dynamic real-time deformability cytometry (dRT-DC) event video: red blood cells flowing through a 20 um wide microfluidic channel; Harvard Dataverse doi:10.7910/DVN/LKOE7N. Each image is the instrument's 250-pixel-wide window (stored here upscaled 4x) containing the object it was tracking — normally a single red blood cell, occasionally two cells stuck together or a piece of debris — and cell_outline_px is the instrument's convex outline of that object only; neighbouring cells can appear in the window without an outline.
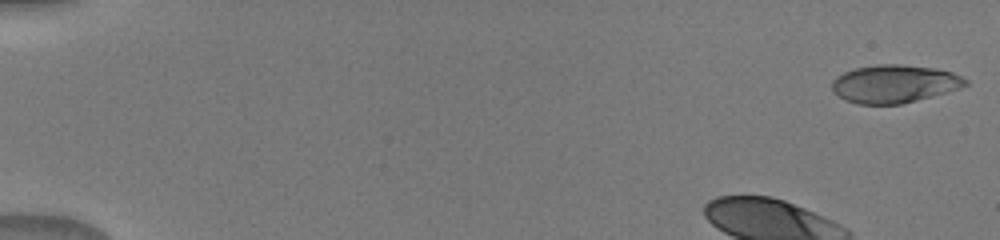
{"species": "human", "species_latin": "Homo sapiens", "temperature_condition": "warm", "stored_images_in_passage": 38, "camera_frame_rate_fps": 3000, "um_per_image_px": 0.085, "donor": {"sex": "male"}, "frame": {"image": 1, "passage_image": 1, "time_ms": 0.0, "image_size_px": [1000, 240], "cell_outline_px": [[968, 84], [960, 88], [932, 96], [900, 104], [856, 104], [844, 100], [832, 92], [832, 80], [836, 76], [844, 72], [856, 68], [876, 64], [900, 64], [932, 68], [952, 72], [968, 80]], "centroid_in_image_um": [75.98, 7.13], "position_along_channel_um": 9.0, "area_um2": 29.54}}
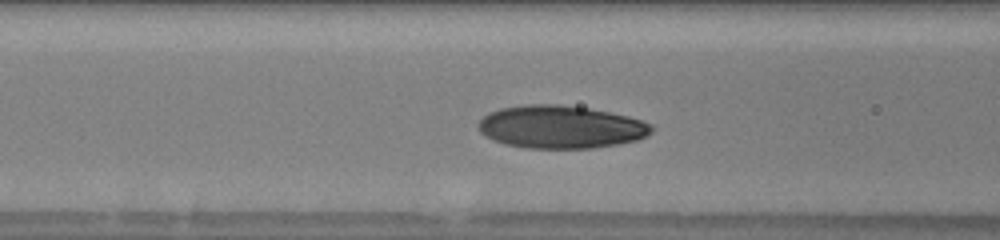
{"frame": {"image": 2, "passage_image": 18, "time_ms": 5.667, "image_size_px": [1000, 240], "cell_outline_px": [[652, 132], [648, 136], [636, 140], [616, 144], [592, 148], [524, 148], [504, 144], [492, 140], [480, 132], [480, 120], [488, 112], [500, 108], [524, 104], [560, 104], [588, 108], [628, 116], [652, 124]], "centroid_in_image_um": [47.65, 10.79], "position_along_channel_um": 119.0, "area_um2": 43.29}}
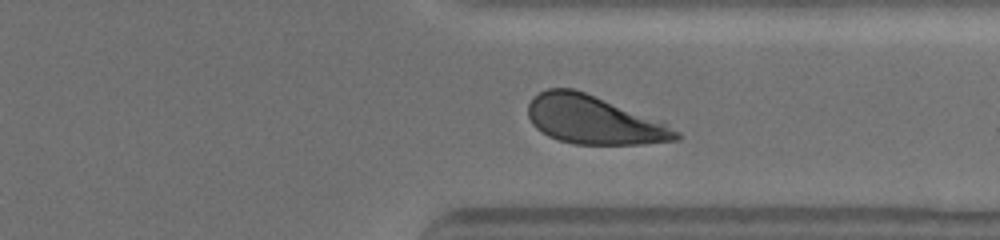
{"frame": {"image": 3, "passage_image": 36, "time_ms": 11.667, "image_size_px": [1000, 240], "cell_outline_px": [[680, 140], [640, 144], [572, 144], [548, 136], [536, 128], [532, 124], [528, 116], [528, 104], [532, 96], [548, 88], [572, 88], [584, 92], [664, 120], [680, 132]], "centroid_in_image_um": [50.52, 10.19], "position_along_channel_um": 360.9, "area_um2": 42.19}}